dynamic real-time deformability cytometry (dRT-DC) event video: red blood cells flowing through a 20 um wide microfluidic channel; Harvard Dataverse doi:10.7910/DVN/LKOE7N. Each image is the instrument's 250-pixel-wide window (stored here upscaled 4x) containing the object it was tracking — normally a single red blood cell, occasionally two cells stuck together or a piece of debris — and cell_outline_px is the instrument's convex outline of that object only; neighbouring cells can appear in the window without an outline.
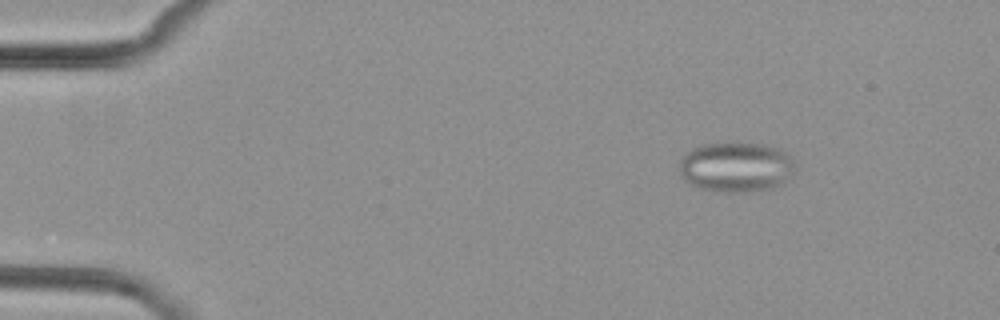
{"species": "common noctule bat (a hibernating species)", "species_latin": "Nyctalus noctula", "temperature_condition": "cold", "stored_images_in_passage": 4, "camera_frame_rate_fps": 3000, "um_per_image_px": 0.085, "animal": {"sex": "female", "body_mass_g": 29.2, "forearm_length_mm": 56.3}, "frame": {"image": 1, "passage_image": 2, "time_ms": 1.333, "image_size_px": [1000, 320], "cell_outline_px": [[792, 168], [784, 184], [772, 188], [744, 192], [724, 192], [700, 188], [684, 180], [680, 172], [680, 160], [692, 148], [704, 144], [728, 140], [736, 140], [764, 144], [780, 148], [792, 156]], "centroid_in_image_um": [62.56, 14.15], "position_along_channel_um": 22.4, "area_um2": 34.28}}